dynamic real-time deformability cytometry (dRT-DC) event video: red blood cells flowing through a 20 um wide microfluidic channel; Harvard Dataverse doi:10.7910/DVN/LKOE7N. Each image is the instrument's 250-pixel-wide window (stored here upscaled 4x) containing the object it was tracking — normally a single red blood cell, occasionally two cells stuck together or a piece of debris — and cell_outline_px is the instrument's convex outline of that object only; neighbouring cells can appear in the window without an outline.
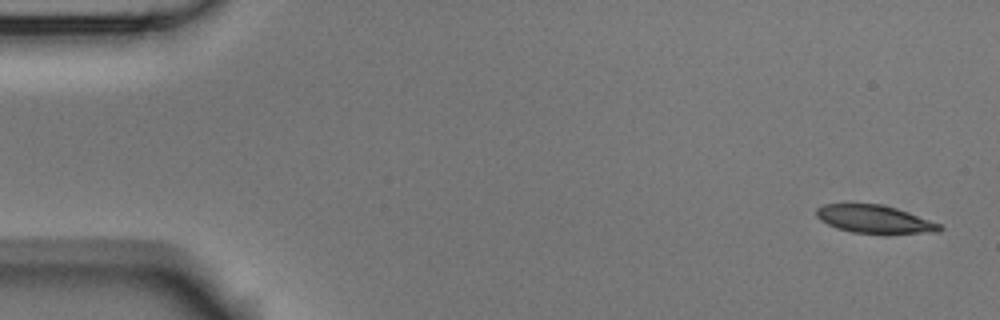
{"species": "Egyptian fruit bat (a non-hibernating species)", "species_latin": "Rousettus aegyptiacus", "temperature_condition": "room temperature", "stored_images_in_passage": 8, "camera_frame_rate_fps": 3000, "um_per_image_px": 0.085, "animal": {"sex": "male"}, "frame": {"image": 1, "passage_image": 1, "time_ms": 0.0, "image_size_px": [1000, 320], "cell_outline_px": [[944, 228], [940, 232], [852, 232], [836, 228], [820, 220], [816, 216], [816, 208], [824, 204], [880, 204], [896, 208], [908, 212], [940, 224]], "centroid_in_image_um": [74.29, 18.61], "position_along_channel_um": 10.7, "area_um2": 19.54}}
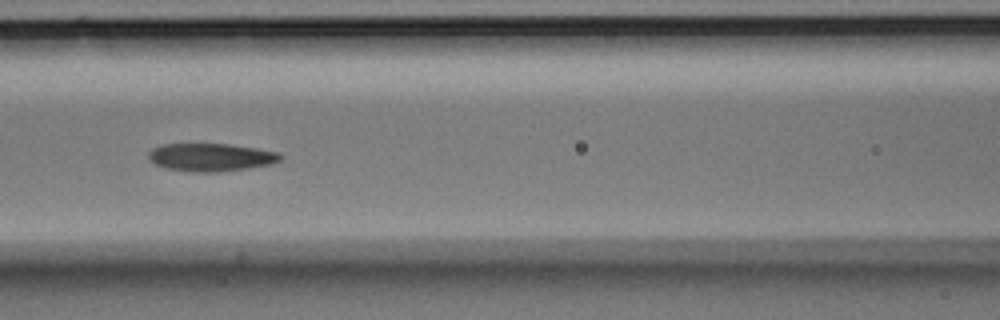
{"frame": {"image": 2, "passage_image": 7, "time_ms": 2.0, "image_size_px": [1000, 320], "cell_outline_px": [[284, 156], [280, 160], [272, 164], [248, 168], [216, 172], [192, 172], [168, 168], [156, 164], [148, 156], [148, 152], [152, 148], [160, 144], [228, 144], [256, 148], [280, 152]], "centroid_in_image_um": [17.96, 13.36], "position_along_channel_um": 148.6, "area_um2": 21.44}}
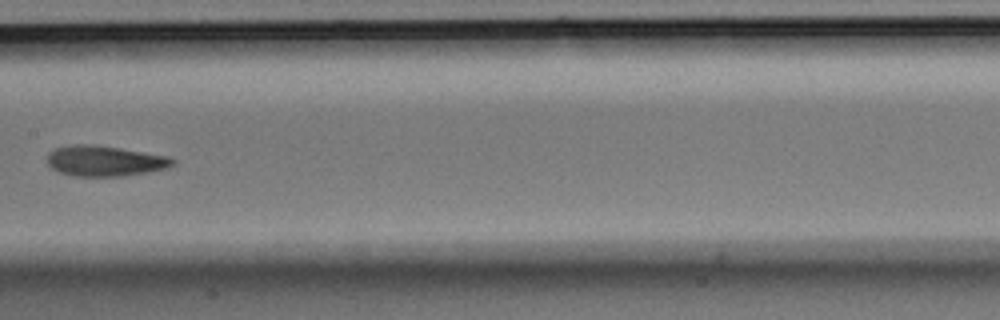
{"frame": {"image": 3, "passage_image": 8, "time_ms": 2.333, "image_size_px": [1000, 320], "cell_outline_px": [[176, 164], [168, 168], [148, 172], [120, 176], [76, 176], [60, 172], [52, 168], [48, 164], [48, 152], [56, 148], [76, 144], [92, 144], [120, 148], [168, 156], [176, 160]], "centroid_in_image_um": [8.94, 13.68], "position_along_channel_um": 198.5, "area_um2": 22.25}}